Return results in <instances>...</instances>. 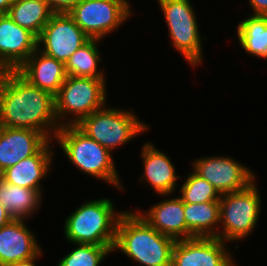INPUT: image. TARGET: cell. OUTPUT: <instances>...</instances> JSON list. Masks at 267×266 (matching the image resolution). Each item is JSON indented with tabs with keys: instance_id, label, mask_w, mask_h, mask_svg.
Segmentation results:
<instances>
[{
	"instance_id": "1",
	"label": "cell",
	"mask_w": 267,
	"mask_h": 266,
	"mask_svg": "<svg viewBox=\"0 0 267 266\" xmlns=\"http://www.w3.org/2000/svg\"><path fill=\"white\" fill-rule=\"evenodd\" d=\"M0 126L32 129L53 141L61 127L54 96L31 85L17 71L0 72Z\"/></svg>"
},
{
	"instance_id": "2",
	"label": "cell",
	"mask_w": 267,
	"mask_h": 266,
	"mask_svg": "<svg viewBox=\"0 0 267 266\" xmlns=\"http://www.w3.org/2000/svg\"><path fill=\"white\" fill-rule=\"evenodd\" d=\"M175 241L159 233L138 213L122 211L113 250L119 249L144 266H171Z\"/></svg>"
},
{
	"instance_id": "3",
	"label": "cell",
	"mask_w": 267,
	"mask_h": 266,
	"mask_svg": "<svg viewBox=\"0 0 267 266\" xmlns=\"http://www.w3.org/2000/svg\"><path fill=\"white\" fill-rule=\"evenodd\" d=\"M121 215L108 198L87 201L66 218L65 238L73 244L114 246Z\"/></svg>"
},
{
	"instance_id": "4",
	"label": "cell",
	"mask_w": 267,
	"mask_h": 266,
	"mask_svg": "<svg viewBox=\"0 0 267 266\" xmlns=\"http://www.w3.org/2000/svg\"><path fill=\"white\" fill-rule=\"evenodd\" d=\"M54 139L70 162L83 173L123 190L111 152L87 136L75 124L61 126Z\"/></svg>"
},
{
	"instance_id": "5",
	"label": "cell",
	"mask_w": 267,
	"mask_h": 266,
	"mask_svg": "<svg viewBox=\"0 0 267 266\" xmlns=\"http://www.w3.org/2000/svg\"><path fill=\"white\" fill-rule=\"evenodd\" d=\"M105 83V79L67 76L54 96L55 115L60 126L77 124L82 118L104 108L107 98ZM68 114L76 118L64 122V116Z\"/></svg>"
},
{
	"instance_id": "6",
	"label": "cell",
	"mask_w": 267,
	"mask_h": 266,
	"mask_svg": "<svg viewBox=\"0 0 267 266\" xmlns=\"http://www.w3.org/2000/svg\"><path fill=\"white\" fill-rule=\"evenodd\" d=\"M75 125L109 151L149 129L132 111L114 107L95 111Z\"/></svg>"
},
{
	"instance_id": "7",
	"label": "cell",
	"mask_w": 267,
	"mask_h": 266,
	"mask_svg": "<svg viewBox=\"0 0 267 266\" xmlns=\"http://www.w3.org/2000/svg\"><path fill=\"white\" fill-rule=\"evenodd\" d=\"M255 185L254 181L243 190L220 196V224H223V229L219 231V239L224 242L240 241L253 232L261 210V197Z\"/></svg>"
},
{
	"instance_id": "8",
	"label": "cell",
	"mask_w": 267,
	"mask_h": 266,
	"mask_svg": "<svg viewBox=\"0 0 267 266\" xmlns=\"http://www.w3.org/2000/svg\"><path fill=\"white\" fill-rule=\"evenodd\" d=\"M173 47L192 67L202 63V41L195 12L189 0H158Z\"/></svg>"
},
{
	"instance_id": "9",
	"label": "cell",
	"mask_w": 267,
	"mask_h": 266,
	"mask_svg": "<svg viewBox=\"0 0 267 266\" xmlns=\"http://www.w3.org/2000/svg\"><path fill=\"white\" fill-rule=\"evenodd\" d=\"M127 0H81L68 15L90 39L104 38L131 16Z\"/></svg>"
},
{
	"instance_id": "10",
	"label": "cell",
	"mask_w": 267,
	"mask_h": 266,
	"mask_svg": "<svg viewBox=\"0 0 267 266\" xmlns=\"http://www.w3.org/2000/svg\"><path fill=\"white\" fill-rule=\"evenodd\" d=\"M89 39L68 13H54L37 37V47L45 55L66 63Z\"/></svg>"
},
{
	"instance_id": "11",
	"label": "cell",
	"mask_w": 267,
	"mask_h": 266,
	"mask_svg": "<svg viewBox=\"0 0 267 266\" xmlns=\"http://www.w3.org/2000/svg\"><path fill=\"white\" fill-rule=\"evenodd\" d=\"M193 165V171L207 180L220 195L243 190L255 181L253 171L224 155L200 158Z\"/></svg>"
},
{
	"instance_id": "12",
	"label": "cell",
	"mask_w": 267,
	"mask_h": 266,
	"mask_svg": "<svg viewBox=\"0 0 267 266\" xmlns=\"http://www.w3.org/2000/svg\"><path fill=\"white\" fill-rule=\"evenodd\" d=\"M226 243L217 237L176 240L171 266H231L234 261Z\"/></svg>"
},
{
	"instance_id": "13",
	"label": "cell",
	"mask_w": 267,
	"mask_h": 266,
	"mask_svg": "<svg viewBox=\"0 0 267 266\" xmlns=\"http://www.w3.org/2000/svg\"><path fill=\"white\" fill-rule=\"evenodd\" d=\"M37 36L0 14V72L16 71L38 48Z\"/></svg>"
},
{
	"instance_id": "14",
	"label": "cell",
	"mask_w": 267,
	"mask_h": 266,
	"mask_svg": "<svg viewBox=\"0 0 267 266\" xmlns=\"http://www.w3.org/2000/svg\"><path fill=\"white\" fill-rule=\"evenodd\" d=\"M49 141L39 131L0 126V174L24 158L36 155Z\"/></svg>"
},
{
	"instance_id": "15",
	"label": "cell",
	"mask_w": 267,
	"mask_h": 266,
	"mask_svg": "<svg viewBox=\"0 0 267 266\" xmlns=\"http://www.w3.org/2000/svg\"><path fill=\"white\" fill-rule=\"evenodd\" d=\"M24 219H12L0 228V266L35 257L41 250Z\"/></svg>"
},
{
	"instance_id": "16",
	"label": "cell",
	"mask_w": 267,
	"mask_h": 266,
	"mask_svg": "<svg viewBox=\"0 0 267 266\" xmlns=\"http://www.w3.org/2000/svg\"><path fill=\"white\" fill-rule=\"evenodd\" d=\"M16 71L31 85L53 96L67 78L65 63L45 55L38 48Z\"/></svg>"
},
{
	"instance_id": "17",
	"label": "cell",
	"mask_w": 267,
	"mask_h": 266,
	"mask_svg": "<svg viewBox=\"0 0 267 266\" xmlns=\"http://www.w3.org/2000/svg\"><path fill=\"white\" fill-rule=\"evenodd\" d=\"M159 233L175 240L190 239L195 236L188 230L184 217V202L180 196L162 200L147 212L138 213Z\"/></svg>"
},
{
	"instance_id": "18",
	"label": "cell",
	"mask_w": 267,
	"mask_h": 266,
	"mask_svg": "<svg viewBox=\"0 0 267 266\" xmlns=\"http://www.w3.org/2000/svg\"><path fill=\"white\" fill-rule=\"evenodd\" d=\"M50 141L36 154L19 161L0 174L6 183L42 191L41 180L49 173L53 161Z\"/></svg>"
},
{
	"instance_id": "19",
	"label": "cell",
	"mask_w": 267,
	"mask_h": 266,
	"mask_svg": "<svg viewBox=\"0 0 267 266\" xmlns=\"http://www.w3.org/2000/svg\"><path fill=\"white\" fill-rule=\"evenodd\" d=\"M141 156L143 158L144 173L140 180L147 181L158 195H165L174 192L176 188L177 178L175 167L170 158L164 152L150 142H146L143 146Z\"/></svg>"
},
{
	"instance_id": "20",
	"label": "cell",
	"mask_w": 267,
	"mask_h": 266,
	"mask_svg": "<svg viewBox=\"0 0 267 266\" xmlns=\"http://www.w3.org/2000/svg\"><path fill=\"white\" fill-rule=\"evenodd\" d=\"M184 217L188 230L195 237L219 238L220 203H184Z\"/></svg>"
},
{
	"instance_id": "21",
	"label": "cell",
	"mask_w": 267,
	"mask_h": 266,
	"mask_svg": "<svg viewBox=\"0 0 267 266\" xmlns=\"http://www.w3.org/2000/svg\"><path fill=\"white\" fill-rule=\"evenodd\" d=\"M42 191L6 183L0 178V203L13 219H26L40 206Z\"/></svg>"
},
{
	"instance_id": "22",
	"label": "cell",
	"mask_w": 267,
	"mask_h": 266,
	"mask_svg": "<svg viewBox=\"0 0 267 266\" xmlns=\"http://www.w3.org/2000/svg\"><path fill=\"white\" fill-rule=\"evenodd\" d=\"M7 14L20 27L38 37L54 12L46 0H13Z\"/></svg>"
},
{
	"instance_id": "23",
	"label": "cell",
	"mask_w": 267,
	"mask_h": 266,
	"mask_svg": "<svg viewBox=\"0 0 267 266\" xmlns=\"http://www.w3.org/2000/svg\"><path fill=\"white\" fill-rule=\"evenodd\" d=\"M236 28L241 47L253 56L267 59V15H252Z\"/></svg>"
},
{
	"instance_id": "24",
	"label": "cell",
	"mask_w": 267,
	"mask_h": 266,
	"mask_svg": "<svg viewBox=\"0 0 267 266\" xmlns=\"http://www.w3.org/2000/svg\"><path fill=\"white\" fill-rule=\"evenodd\" d=\"M100 39H89L75 51L65 63L67 76L105 79L104 71L97 69L101 56L98 50Z\"/></svg>"
},
{
	"instance_id": "25",
	"label": "cell",
	"mask_w": 267,
	"mask_h": 266,
	"mask_svg": "<svg viewBox=\"0 0 267 266\" xmlns=\"http://www.w3.org/2000/svg\"><path fill=\"white\" fill-rule=\"evenodd\" d=\"M76 245L77 248L75 247L60 259L57 266H99L104 258L113 252L114 247L87 244Z\"/></svg>"
},
{
	"instance_id": "26",
	"label": "cell",
	"mask_w": 267,
	"mask_h": 266,
	"mask_svg": "<svg viewBox=\"0 0 267 266\" xmlns=\"http://www.w3.org/2000/svg\"><path fill=\"white\" fill-rule=\"evenodd\" d=\"M181 199L184 203H205L219 201V192L204 178L194 171L190 173L181 186Z\"/></svg>"
},
{
	"instance_id": "27",
	"label": "cell",
	"mask_w": 267,
	"mask_h": 266,
	"mask_svg": "<svg viewBox=\"0 0 267 266\" xmlns=\"http://www.w3.org/2000/svg\"><path fill=\"white\" fill-rule=\"evenodd\" d=\"M81 0H46L54 13H68Z\"/></svg>"
},
{
	"instance_id": "28",
	"label": "cell",
	"mask_w": 267,
	"mask_h": 266,
	"mask_svg": "<svg viewBox=\"0 0 267 266\" xmlns=\"http://www.w3.org/2000/svg\"><path fill=\"white\" fill-rule=\"evenodd\" d=\"M253 15H267V0H249Z\"/></svg>"
},
{
	"instance_id": "29",
	"label": "cell",
	"mask_w": 267,
	"mask_h": 266,
	"mask_svg": "<svg viewBox=\"0 0 267 266\" xmlns=\"http://www.w3.org/2000/svg\"><path fill=\"white\" fill-rule=\"evenodd\" d=\"M13 217L7 212L5 207L0 203V228L8 224Z\"/></svg>"
},
{
	"instance_id": "30",
	"label": "cell",
	"mask_w": 267,
	"mask_h": 266,
	"mask_svg": "<svg viewBox=\"0 0 267 266\" xmlns=\"http://www.w3.org/2000/svg\"><path fill=\"white\" fill-rule=\"evenodd\" d=\"M40 256H42V252L41 251L35 257H33L31 259L20 261V262H17V263L8 265V266H36L35 265V260Z\"/></svg>"
},
{
	"instance_id": "31",
	"label": "cell",
	"mask_w": 267,
	"mask_h": 266,
	"mask_svg": "<svg viewBox=\"0 0 267 266\" xmlns=\"http://www.w3.org/2000/svg\"><path fill=\"white\" fill-rule=\"evenodd\" d=\"M13 0H0V14H7Z\"/></svg>"
}]
</instances>
